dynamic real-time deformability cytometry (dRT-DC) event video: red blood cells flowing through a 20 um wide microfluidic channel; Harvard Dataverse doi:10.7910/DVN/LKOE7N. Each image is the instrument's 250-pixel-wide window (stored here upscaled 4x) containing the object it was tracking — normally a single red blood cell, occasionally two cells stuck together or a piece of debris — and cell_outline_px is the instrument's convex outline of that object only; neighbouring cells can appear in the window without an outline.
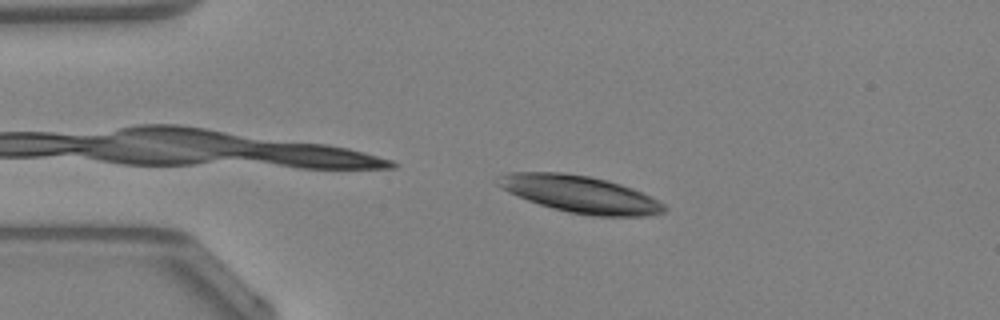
{"species": "Egyptian fruit bat (a non-hibernating species)", "species_latin": "Rousettus aegyptiacus", "temperature_condition": "warm", "stored_images_in_passage": 36, "camera_frame_rate_fps": 3000, "um_per_image_px": 0.085, "animal": {"sex": "female"}, "frame": {"image": 1, "passage_image": 2, "time_ms": 0.333, "image_size_px": [1000, 320], "cell_outline_px": [[668, 208], [664, 212], [644, 216], [592, 216], [568, 212], [552, 208], [528, 200], [508, 192], [500, 188], [496, 184], [500, 176], [508, 172], [564, 172], [588, 176], [608, 180], [632, 188], [664, 204]], "centroid_in_image_um": [49.29, 16.5], "position_along_channel_um": 35.7, "area_um2": 35.66}}